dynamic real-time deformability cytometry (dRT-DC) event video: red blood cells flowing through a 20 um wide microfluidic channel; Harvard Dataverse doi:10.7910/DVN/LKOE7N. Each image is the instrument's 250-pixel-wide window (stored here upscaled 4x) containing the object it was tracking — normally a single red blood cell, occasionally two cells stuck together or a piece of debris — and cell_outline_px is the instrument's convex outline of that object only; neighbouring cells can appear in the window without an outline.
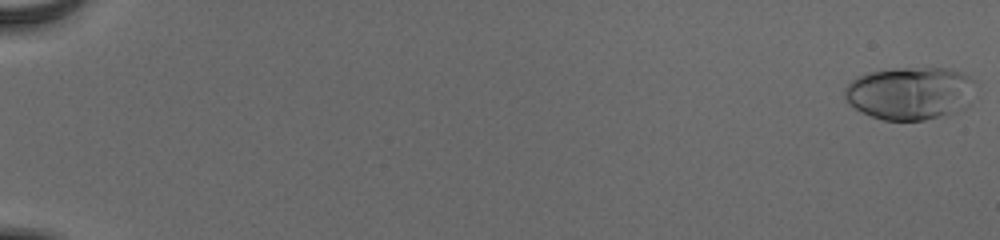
{"species": "human", "species_latin": "Homo sapiens", "temperature_condition": "cold", "stored_images_in_passage": 56, "camera_frame_rate_fps": 3000, "um_per_image_px": 0.085, "donor": {"sex": "male"}, "frame": {"image": 1, "passage_image": 1, "time_ms": 0.0, "image_size_px": [1000, 240], "cell_outline_px": [[972, 80], [948, 112], [940, 116], [924, 120], [884, 120], [872, 116], [856, 108], [844, 96], [844, 88], [856, 76], [868, 72], [896, 68], [948, 68], [960, 72], [968, 76]], "centroid_in_image_um": [77.08, 7.87], "position_along_channel_um": 7.9, "area_um2": 37.74}}
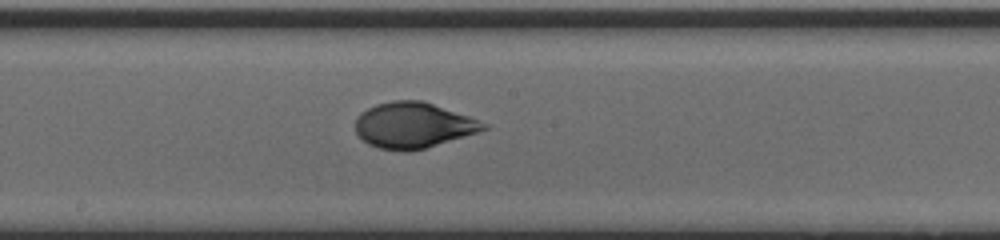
{"frame": {"image": 2, "passage_image": 33, "time_ms": 10.667, "image_size_px": [1000, 240], "cell_outline_px": [[488, 128], [464, 136], [424, 148], [408, 152], [376, 148], [368, 144], [356, 132], [356, 116], [360, 112], [376, 104], [392, 100], [420, 100], [468, 116], [488, 124]], "centroid_in_image_um": [35.07, 10.65], "position_along_channel_um": 213.1, "area_um2": 33.76}}
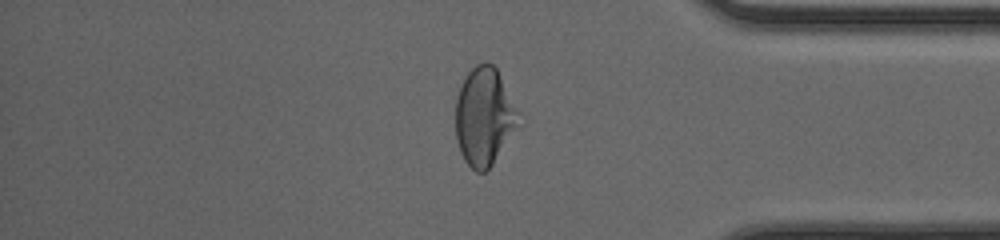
{"frame": {"image": 3, "passage_image": 48, "time_ms": 15.667, "image_size_px": [1000, 240], "cell_outline_px": [[516, 112], [512, 128], [492, 164], [484, 172], [476, 172], [464, 160], [460, 152], [456, 140], [456, 96], [460, 84], [464, 76], [476, 64], [492, 64], [496, 68]], "centroid_in_image_um": [41.02, 9.89], "position_along_channel_um": 394.2, "area_um2": 34.04}, "authors_computed_cell_mechanics": {"area_um2": 34.5644, "velocity_mm_per_s": 3.8963, "shape_relaxation_time_tau1_ms": 4.7049, "shape_relaxation_time_tau2_ms": null, "deformation_change_tau1": 0.2057, "deformation_change_tau2": null}}